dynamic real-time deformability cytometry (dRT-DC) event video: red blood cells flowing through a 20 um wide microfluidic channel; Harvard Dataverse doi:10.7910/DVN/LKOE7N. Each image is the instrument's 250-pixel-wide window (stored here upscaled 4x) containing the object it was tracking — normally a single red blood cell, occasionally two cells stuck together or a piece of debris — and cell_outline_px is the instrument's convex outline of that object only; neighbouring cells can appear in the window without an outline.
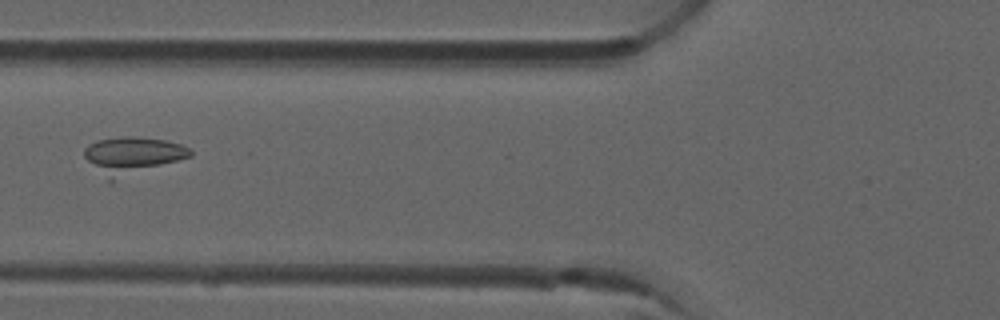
{"species": "common noctule bat (a hibernating species)", "species_latin": "Nyctalus noctula", "temperature_condition": "room temperature", "stored_images_in_passage": 5, "camera_frame_rate_fps": 3000, "um_per_image_px": 0.085, "animal": {"sex": "male", "forearm_length_mm": 52.5}, "frame": {"image": 1, "passage_image": 3, "time_ms": 0.667, "image_size_px": [1000, 320], "cell_outline_px": [[192, 156], [112, 180], [108, 180], [84, 156], [84, 148], [88, 144], [100, 140], [120, 136], [132, 136], [164, 140], [180, 144], [188, 148], [192, 152]], "centroid_in_image_um": [11.25, 13.17], "position_along_channel_um": 114.6, "area_um2": 22.08}}
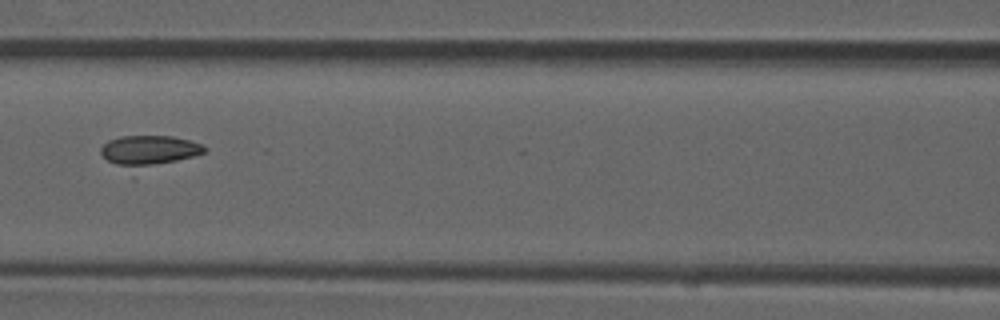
{"frame": {"image": 2, "passage_image": 4, "time_ms": 1.0, "image_size_px": [1000, 320], "cell_outline_px": [[208, 148], [204, 152], [192, 156], [176, 160], [152, 164], [116, 164], [108, 160], [100, 152], [100, 148], [108, 140], [120, 136], [172, 136], [204, 144]], "centroid_in_image_um": [12.7, 12.71], "position_along_channel_um": 153.9, "area_um2": 17.11}}
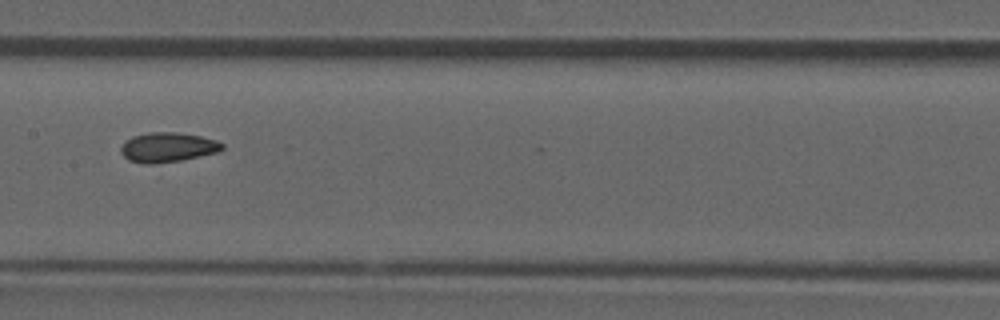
{"frame": {"image": 3, "passage_image": 5, "time_ms": 1.333, "image_size_px": [1000, 320], "cell_outline_px": [[224, 148], [220, 152], [180, 160], [156, 164], [148, 164], [128, 160], [120, 152], [120, 148], [132, 136], [148, 132], [176, 132], [200, 136], [216, 140], [224, 144]], "centroid_in_image_um": [14.28, 12.52], "position_along_channel_um": 193.1, "area_um2": 17.51}}